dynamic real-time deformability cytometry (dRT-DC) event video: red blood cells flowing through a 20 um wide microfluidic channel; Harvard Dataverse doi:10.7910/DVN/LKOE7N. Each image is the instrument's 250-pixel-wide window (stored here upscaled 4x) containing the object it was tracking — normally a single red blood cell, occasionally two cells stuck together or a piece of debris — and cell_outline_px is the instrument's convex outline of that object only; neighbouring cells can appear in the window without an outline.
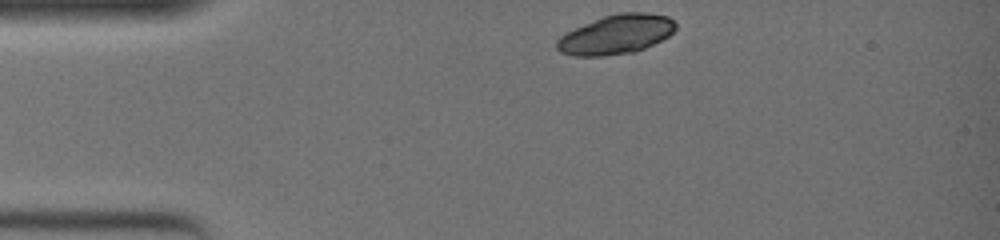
{"species": "common noctule bat (a hibernating species)", "species_latin": "Nyctalus noctula", "temperature_condition": "warm", "stored_images_in_passage": 37, "camera_frame_rate_fps": 3000, "um_per_image_px": 0.085, "animal": {"sex": "female", "body_mass_g": 19.0, "forearm_length_mm": 51.5}, "frame": {"image": 1, "passage_image": 1, "time_ms": 0.0, "image_size_px": [1000, 240], "cell_outline_px": [[676, 28], [668, 36], [636, 52], [604, 56], [572, 56], [560, 52], [556, 48], [556, 40], [560, 36], [584, 24], [604, 16], [620, 12], [644, 12], [668, 16], [676, 24]], "centroid_in_image_um": [52.36, 2.94], "position_along_channel_um": 32.6, "area_um2": 27.11}}